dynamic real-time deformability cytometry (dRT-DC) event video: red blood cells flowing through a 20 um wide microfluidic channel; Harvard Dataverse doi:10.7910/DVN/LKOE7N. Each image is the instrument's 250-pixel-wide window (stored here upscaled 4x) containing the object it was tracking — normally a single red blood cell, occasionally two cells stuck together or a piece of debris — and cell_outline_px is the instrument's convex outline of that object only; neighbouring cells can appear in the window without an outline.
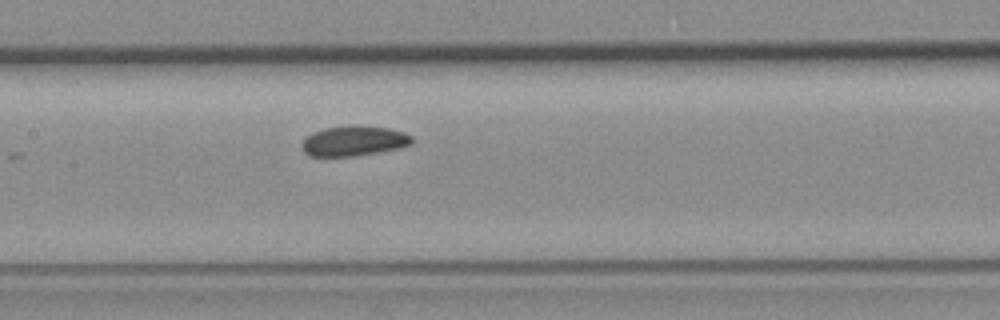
{"species": "common noctule bat (a hibernating species)", "species_latin": "Nyctalus noctula", "temperature_condition": "room temperature", "stored_images_in_passage": 9, "segment_of_instrument_passage": [1, 2], "camera_frame_rate_fps": 3000, "um_per_image_px": 0.085, "animal": {"sex": "female", "body_mass_g": 19.3, "forearm_length_mm": 54.1}, "frame": {"image": 1, "passage_image": 8, "time_ms": 2.333, "image_size_px": [1000, 320], "cell_outline_px": [[412, 144], [396, 148], [356, 156], [308, 156], [304, 152], [304, 140], [312, 132], [324, 128], [352, 124], [356, 124], [388, 128], [404, 132], [412, 136]], "centroid_in_image_um": [30.09, 11.96], "position_along_channel_um": 177.3, "area_um2": 19.25}}